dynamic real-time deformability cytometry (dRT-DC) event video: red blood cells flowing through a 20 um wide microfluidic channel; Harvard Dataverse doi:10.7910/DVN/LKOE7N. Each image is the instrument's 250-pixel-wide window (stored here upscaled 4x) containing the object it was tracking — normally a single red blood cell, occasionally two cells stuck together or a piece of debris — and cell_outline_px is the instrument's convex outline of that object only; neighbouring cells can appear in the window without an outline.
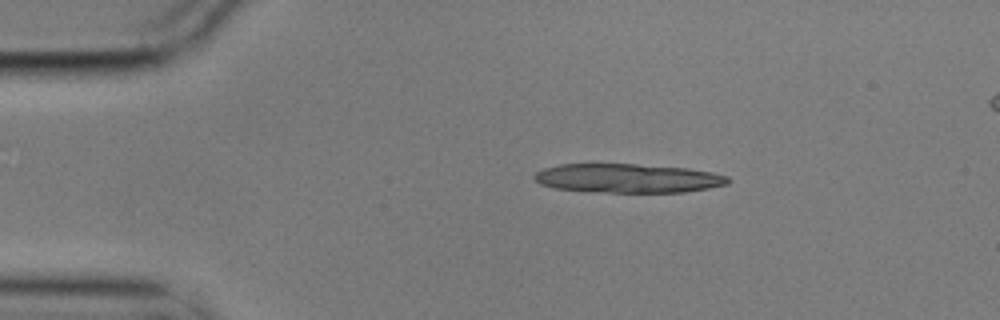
{"species": "common noctule bat (a hibernating species)", "species_latin": "Nyctalus noctula", "temperature_condition": "cold", "stored_images_in_passage": 4, "camera_frame_rate_fps": 3000, "um_per_image_px": 0.085, "animal": {"sex": "male", "body_mass_g": 17.9}, "frame": {"image": 1, "passage_image": 1, "time_ms": 0.0, "image_size_px": [1000, 320], "cell_outline_px": [[732, 180], [728, 184], [708, 188], [684, 192], [608, 192], [556, 188], [540, 184], [532, 176], [536, 172], [544, 168], [560, 164], [636, 164], [688, 168], [712, 172], [728, 176]], "centroid_in_image_um": [53.4, 15.14], "position_along_channel_um": 31.6, "area_um2": 32.6}}